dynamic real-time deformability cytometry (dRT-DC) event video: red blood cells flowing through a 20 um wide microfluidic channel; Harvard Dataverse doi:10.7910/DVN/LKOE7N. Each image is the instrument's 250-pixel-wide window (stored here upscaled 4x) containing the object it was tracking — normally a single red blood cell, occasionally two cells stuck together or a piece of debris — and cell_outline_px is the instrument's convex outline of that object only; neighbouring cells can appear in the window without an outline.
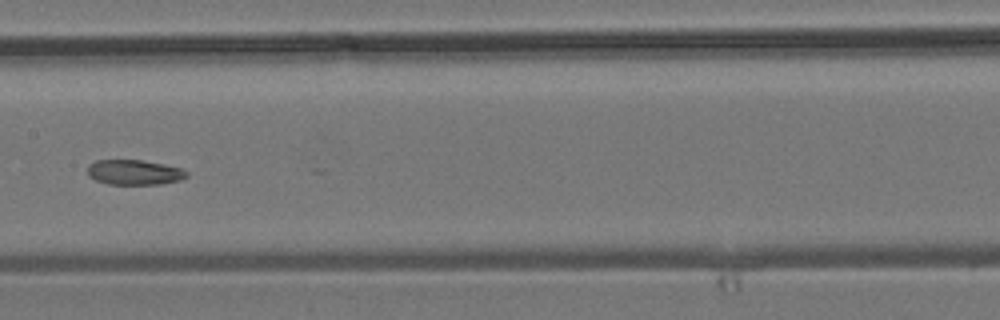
{"species": "common noctule bat (a hibernating species)", "species_latin": "Nyctalus noctula", "temperature_condition": "room temperature", "stored_images_in_passage": 7, "camera_frame_rate_fps": 3000, "um_per_image_px": 0.085, "animal": {"sex": "male", "body_mass_g": 19.2, "forearm_length_mm": 51.8}, "frame": {"image": 1, "passage_image": 7, "time_ms": 7.333, "image_size_px": [1000, 320], "cell_outline_px": [[188, 176], [180, 180], [160, 184], [108, 184], [96, 180], [88, 176], [88, 164], [96, 160], [140, 160], [164, 164], [180, 168], [188, 172]], "centroid_in_image_um": [11.4, 14.64], "position_along_channel_um": 196.0, "area_um2": 14.45}}